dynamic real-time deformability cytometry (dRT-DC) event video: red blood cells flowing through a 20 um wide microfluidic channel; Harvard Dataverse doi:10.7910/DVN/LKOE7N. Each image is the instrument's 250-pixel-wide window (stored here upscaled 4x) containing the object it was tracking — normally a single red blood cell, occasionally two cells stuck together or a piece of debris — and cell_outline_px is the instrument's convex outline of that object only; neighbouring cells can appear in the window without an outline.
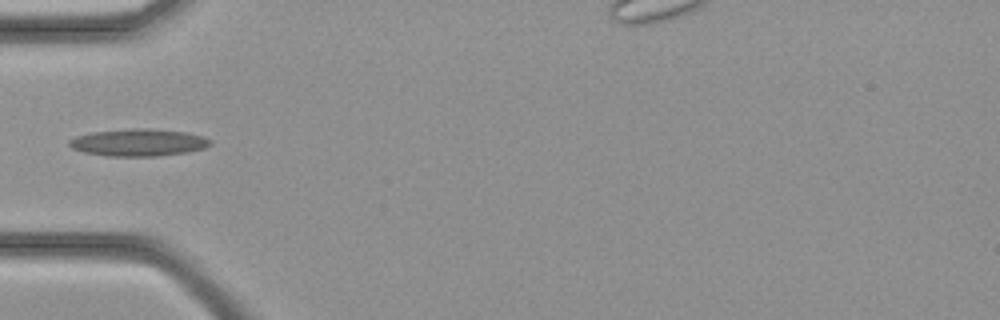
{"species": "common noctule bat (a hibernating species)", "species_latin": "Nyctalus noctula", "temperature_condition": "cold", "stored_images_in_passage": 25, "camera_frame_rate_fps": 3000, "um_per_image_px": 0.085, "animal": {"sex": "female", "body_mass_g": 21.9}, "frame": {"image": 1, "passage_image": 2, "time_ms": 0.333, "image_size_px": [1000, 320], "cell_outline_px": [[212, 144], [204, 148], [188, 152], [156, 156], [104, 156], [84, 152], [72, 148], [68, 144], [68, 140], [76, 136], [92, 132], [132, 128], [148, 128], [184, 132], [204, 136], [212, 140]], "centroid_in_image_um": [11.77, 12.11], "position_along_channel_um": 73.2, "area_um2": 22.48}}
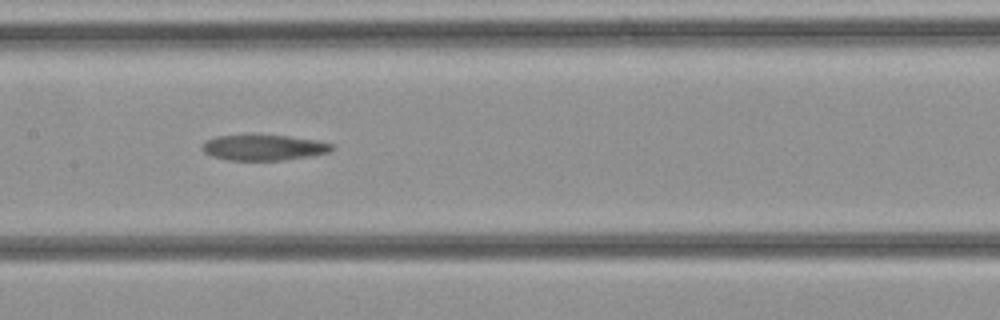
{"frame": {"image": 2, "passage_image": 8, "time_ms": 2.333, "image_size_px": [1000, 320], "cell_outline_px": [[336, 148], [332, 152], [312, 156], [284, 160], [228, 160], [212, 156], [204, 152], [200, 148], [204, 140], [216, 136], [288, 136], [316, 140], [336, 144]], "centroid_in_image_um": [22.47, 12.55], "position_along_channel_um": 184.9, "area_um2": 19.48}}
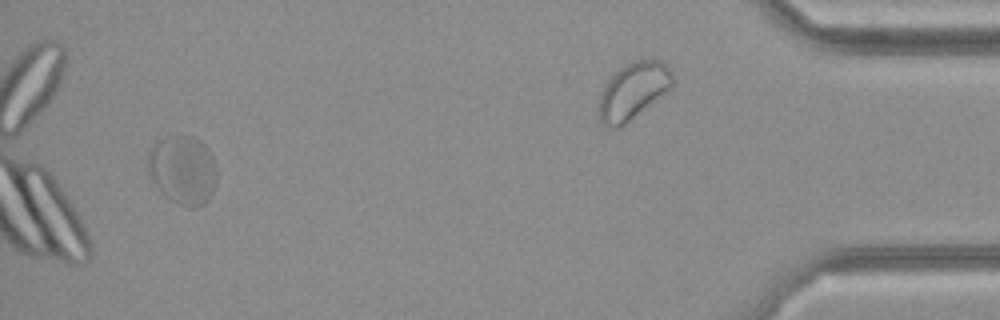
{"frame": {"image": 3, "passage_image": 25, "time_ms": 8.0, "image_size_px": [1000, 320], "cell_outline_px": [[216, 180], [212, 192], [208, 200], [204, 204], [196, 208], [192, 208], [176, 204], [164, 196], [160, 192], [148, 176], [148, 152], [160, 140], [172, 136], [192, 136], [200, 140], [208, 148], [212, 156], [216, 168]], "centroid_in_image_um": [15.53, 14.48], "position_along_channel_um": 419.7, "area_um2": 27.86}}